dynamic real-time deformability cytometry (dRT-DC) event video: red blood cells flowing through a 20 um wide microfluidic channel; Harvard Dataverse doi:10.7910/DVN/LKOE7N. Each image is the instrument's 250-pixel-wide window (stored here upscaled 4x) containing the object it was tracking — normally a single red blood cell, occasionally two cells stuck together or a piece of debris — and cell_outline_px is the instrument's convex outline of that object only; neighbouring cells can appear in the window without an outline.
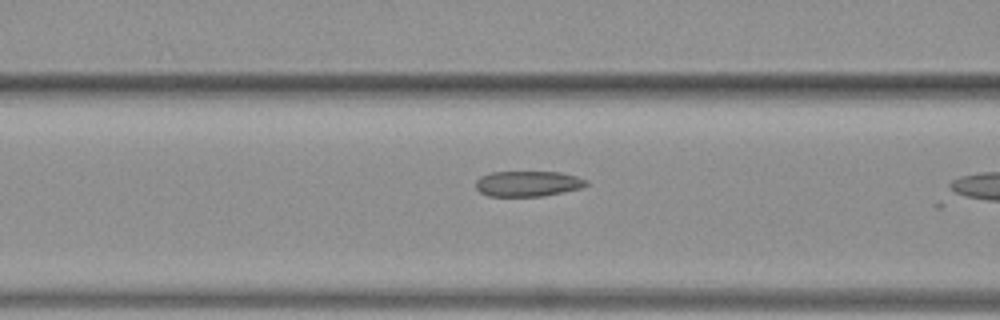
{"species": "common noctule bat (a hibernating species)", "species_latin": "Nyctalus noctula", "temperature_condition": "warm", "stored_images_in_passage": 9, "camera_frame_rate_fps": 3000, "um_per_image_px": 0.085, "animal": {"sex": "female", "body_mass_g": 19.3, "forearm_length_mm": 54.1}, "frame": {"image": 1, "passage_image": 8, "time_ms": 2.333, "image_size_px": [1000, 320], "cell_outline_px": [[588, 184], [580, 188], [544, 196], [488, 196], [480, 192], [476, 188], [476, 180], [480, 176], [492, 172], [560, 172], [576, 176], [588, 180]], "centroid_in_image_um": [44.86, 15.61], "position_along_channel_um": 121.7, "area_um2": 16.42}}